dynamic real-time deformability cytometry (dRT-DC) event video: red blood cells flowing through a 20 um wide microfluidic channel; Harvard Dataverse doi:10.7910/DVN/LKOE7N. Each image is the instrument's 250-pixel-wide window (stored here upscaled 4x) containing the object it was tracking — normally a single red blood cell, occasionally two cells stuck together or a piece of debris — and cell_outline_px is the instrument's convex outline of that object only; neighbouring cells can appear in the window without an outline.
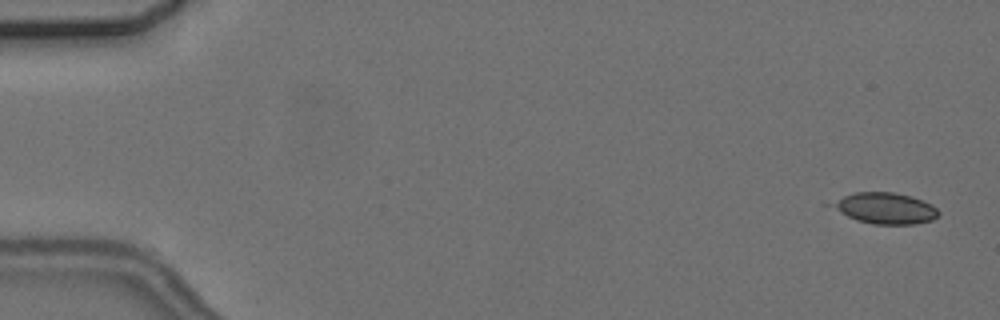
{"species": "common noctule bat (a hibernating species)", "species_latin": "Nyctalus noctula", "temperature_condition": "cold", "stored_images_in_passage": 5, "camera_frame_rate_fps": 3000, "um_per_image_px": 0.085, "animal": {"sex": "female", "body_mass_g": 24.6, "forearm_length_mm": 56.2}, "frame": {"image": 1, "passage_image": 1, "time_ms": 0.0, "image_size_px": [1000, 320], "cell_outline_px": [[940, 212], [932, 220], [916, 224], [872, 224], [856, 220], [820, 204], [856, 192], [892, 192], [912, 196], [932, 204]], "centroid_in_image_um": [75.13, 17.69], "position_along_channel_um": 9.9, "area_um2": 19.77}}
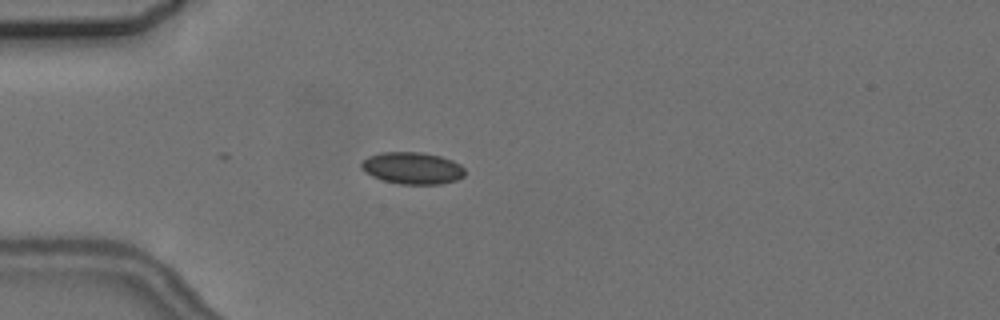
{"frame": {"image": 2, "passage_image": 5, "time_ms": 4.667, "image_size_px": [1000, 320], "cell_outline_px": [[464, 176], [456, 180], [440, 184], [400, 184], [384, 180], [372, 176], [364, 172], [360, 168], [360, 164], [368, 156], [380, 152], [424, 152], [440, 156], [452, 160], [460, 164], [464, 168]], "centroid_in_image_um": [35.04, 14.28], "position_along_channel_um": 50.0, "area_um2": 19.36}}